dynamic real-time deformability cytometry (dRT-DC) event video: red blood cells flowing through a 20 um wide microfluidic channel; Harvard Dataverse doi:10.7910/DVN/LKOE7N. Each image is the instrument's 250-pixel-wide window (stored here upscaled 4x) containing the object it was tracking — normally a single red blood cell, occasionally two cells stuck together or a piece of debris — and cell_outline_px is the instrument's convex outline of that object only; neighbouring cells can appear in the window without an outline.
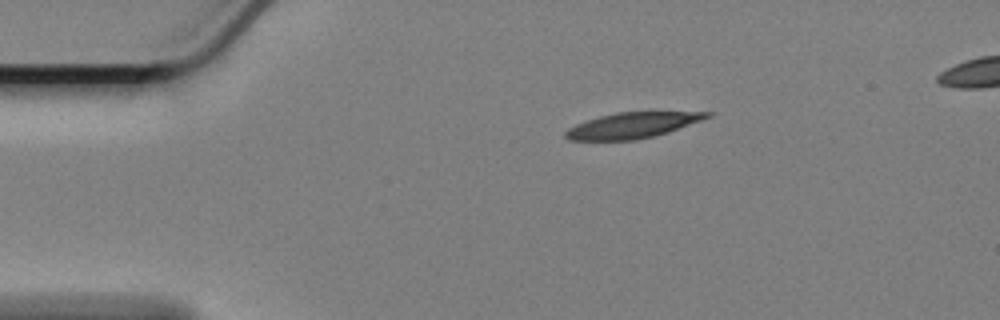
{"species": "Egyptian fruit bat (a non-hibernating species)", "species_latin": "Rousettus aegyptiacus", "temperature_condition": "cold", "stored_images_in_passage": 49, "camera_frame_rate_fps": 3000, "um_per_image_px": 0.085, "animal": {"sex": "female"}, "frame": {"image": 1, "passage_image": 1, "time_ms": 0.0, "image_size_px": [1000, 320], "cell_outline_px": [[716, 112], [712, 116], [668, 132], [656, 136], [636, 140], [568, 140], [564, 136], [564, 132], [568, 128], [576, 124], [600, 116], [616, 112]], "centroid_in_image_um": [53.75, 10.66], "position_along_channel_um": 31.3, "area_um2": 21.1}}
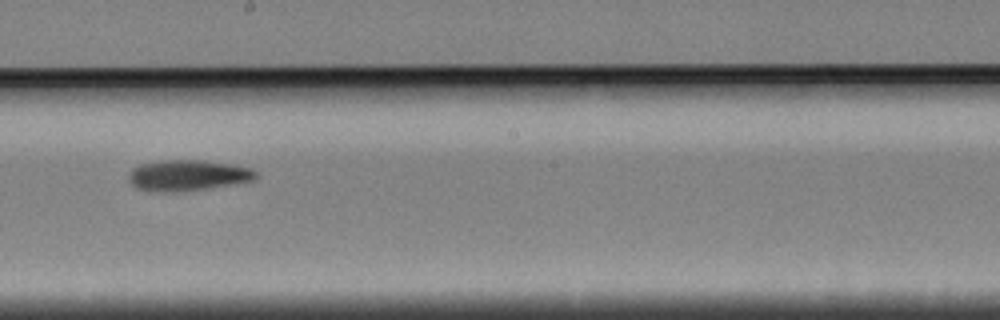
{"frame": {"image": 2, "passage_image": 23, "time_ms": 7.333, "image_size_px": [1000, 320], "cell_outline_px": [[256, 176], [252, 180], [204, 188], [168, 192], [156, 192], [136, 188], [128, 180], [128, 176], [132, 168], [140, 164], [160, 160], [204, 160], [232, 164], [248, 168], [256, 172]], "centroid_in_image_um": [15.86, 14.88], "position_along_channel_um": 232.3, "area_um2": 22.48}}
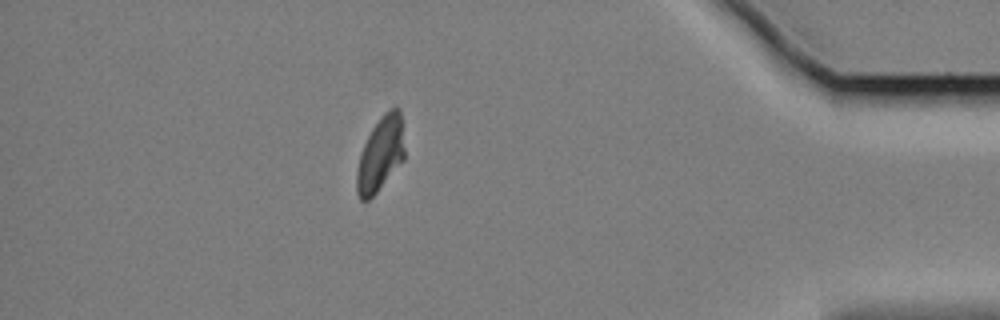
{"frame": {"image": 3, "passage_image": 42, "time_ms": 13.667, "image_size_px": [1000, 320], "cell_outline_px": [[404, 160], [376, 192], [368, 200], [360, 200], [356, 192], [356, 172], [360, 156], [364, 144], [372, 128], [380, 116], [388, 108], [396, 104], [400, 108], [404, 148]], "centroid_in_image_um": [32.34, 13.05], "position_along_channel_um": 402.9, "area_um2": 20.81}}